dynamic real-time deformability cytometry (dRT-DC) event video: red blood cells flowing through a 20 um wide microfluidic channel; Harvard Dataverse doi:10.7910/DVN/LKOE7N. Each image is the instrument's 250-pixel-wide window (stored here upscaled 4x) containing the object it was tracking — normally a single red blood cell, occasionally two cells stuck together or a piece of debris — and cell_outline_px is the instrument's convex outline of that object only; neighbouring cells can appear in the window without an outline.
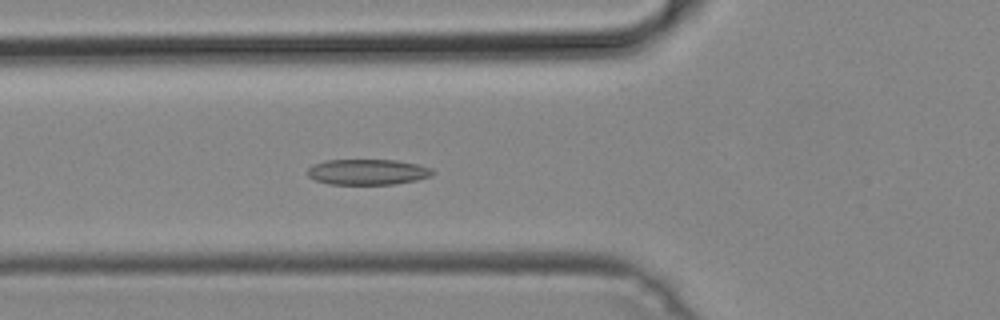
{"species": "common noctule bat (a hibernating species)", "species_latin": "Nyctalus noctula", "temperature_condition": "cold", "stored_images_in_passage": 50, "camera_frame_rate_fps": 3000, "um_per_image_px": 0.085, "animal": {"sex": "male", "body_mass_g": 19.2, "forearm_length_mm": 51.8}, "frame": {"image": 1, "passage_image": 18, "time_ms": 5.667, "image_size_px": [1000, 320], "cell_outline_px": [[436, 172], [432, 176], [416, 180], [392, 184], [328, 184], [316, 180], [308, 176], [308, 168], [312, 164], [324, 160], [396, 160], [416, 164], [432, 168]], "centroid_in_image_um": [31.25, 14.61], "position_along_channel_um": 94.6, "area_um2": 18.73}}
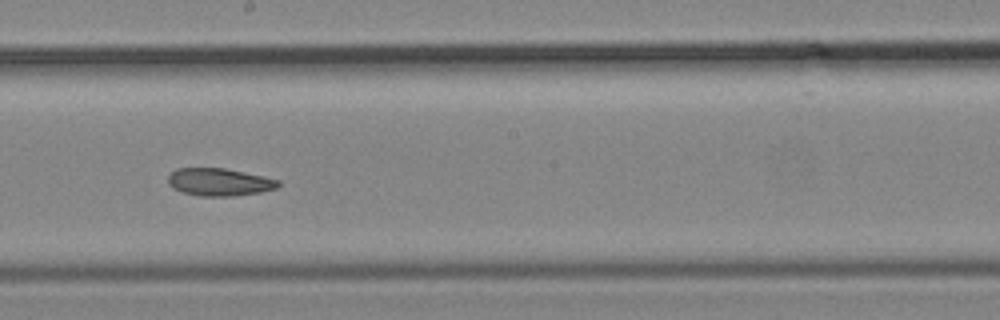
{"frame": {"image": 2, "passage_image": 28, "time_ms": 9.0, "image_size_px": [1000, 320], "cell_outline_px": [[280, 184], [276, 188], [260, 192], [232, 196], [200, 196], [184, 192], [172, 188], [168, 184], [168, 176], [176, 168], [224, 168], [264, 176], [280, 180]], "centroid_in_image_um": [18.64, 15.47], "position_along_channel_um": 229.6, "area_um2": 17.69}}
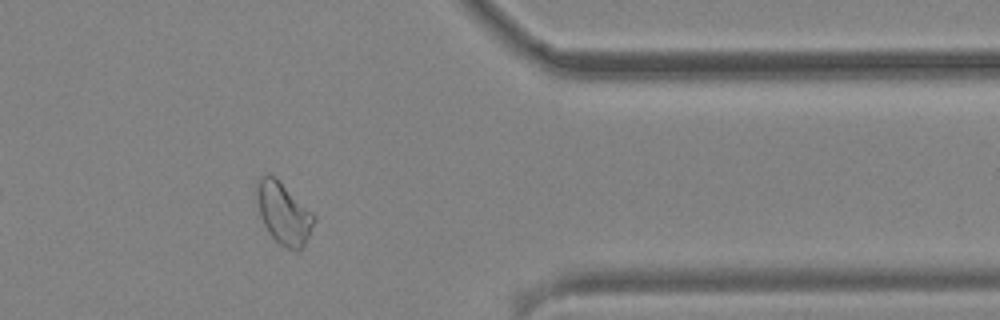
{"frame": {"image": 3, "passage_image": 41, "time_ms": 13.333, "image_size_px": [1000, 320], "cell_outline_px": [[316, 220], [304, 244], [296, 252], [280, 244], [268, 232], [260, 216], [256, 200], [256, 180], [264, 172], [268, 172], [276, 176], [316, 216]], "centroid_in_image_um": [24.07, 18.06], "position_along_channel_um": 387.3, "area_um2": 20.87}}